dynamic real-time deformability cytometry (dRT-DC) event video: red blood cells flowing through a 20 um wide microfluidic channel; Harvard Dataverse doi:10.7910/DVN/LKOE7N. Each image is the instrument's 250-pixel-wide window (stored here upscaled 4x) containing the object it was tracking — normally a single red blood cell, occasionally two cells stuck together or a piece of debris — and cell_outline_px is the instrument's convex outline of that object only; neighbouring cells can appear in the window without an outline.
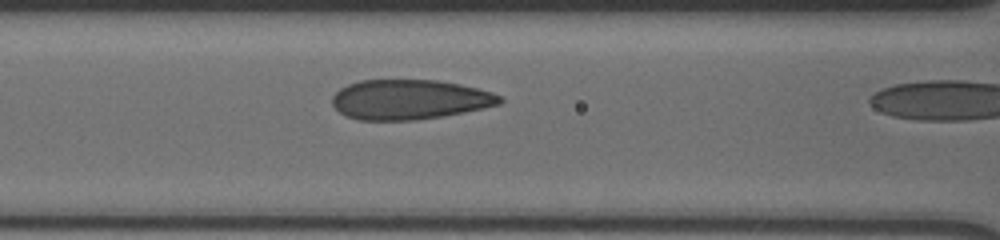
{"species": "human", "species_latin": "Homo sapiens", "temperature_condition": "cold", "stored_images_in_passage": 19, "camera_frame_rate_fps": 3000, "um_per_image_px": 0.085, "donor": {"sex": "male"}, "frame": {"image": 1, "passage_image": 18, "time_ms": 5.667, "image_size_px": [1000, 240], "cell_outline_px": [[504, 100], [500, 104], [464, 112], [416, 120], [360, 120], [344, 116], [332, 104], [332, 96], [340, 88], [348, 84], [360, 80], [436, 80], [460, 84], [492, 92], [500, 96]], "centroid_in_image_um": [34.78, 8.46], "position_along_channel_um": 131.8, "area_um2": 38.84}}